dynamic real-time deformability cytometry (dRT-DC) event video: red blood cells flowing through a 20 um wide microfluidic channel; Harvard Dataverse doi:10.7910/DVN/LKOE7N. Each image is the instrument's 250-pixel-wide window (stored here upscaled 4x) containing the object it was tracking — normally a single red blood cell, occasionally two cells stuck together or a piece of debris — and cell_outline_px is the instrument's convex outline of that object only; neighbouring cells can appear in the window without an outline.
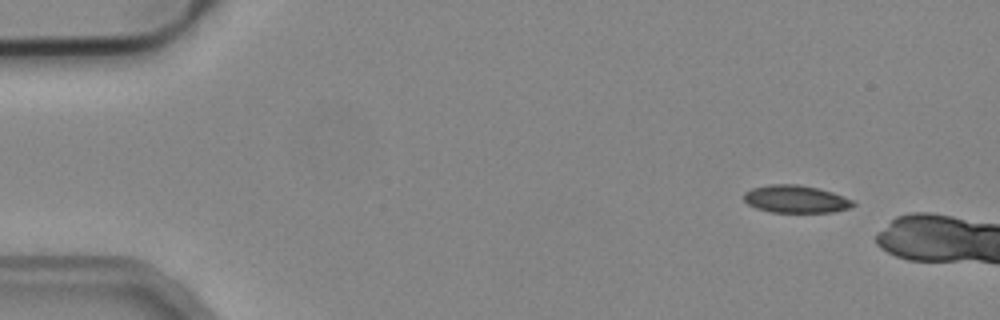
{"species": "common noctule bat (a hibernating species)", "species_latin": "Nyctalus noctula", "temperature_condition": "cold", "stored_images_in_passage": 2, "camera_frame_rate_fps": 3000, "um_per_image_px": 0.085, "animal": {"sex": "male", "body_mass_g": 19.2, "forearm_length_mm": 51.8}, "frame": {"image": 1, "passage_image": 1, "time_ms": 0.0, "image_size_px": [1000, 320], "cell_outline_px": [[856, 204], [848, 208], [832, 212], [772, 212], [756, 208], [748, 204], [744, 200], [744, 192], [752, 188], [768, 184], [796, 184], [816, 188], [832, 192], [844, 196], [852, 200]], "centroid_in_image_um": [67.62, 16.92], "position_along_channel_um": 17.4, "area_um2": 17.46}}